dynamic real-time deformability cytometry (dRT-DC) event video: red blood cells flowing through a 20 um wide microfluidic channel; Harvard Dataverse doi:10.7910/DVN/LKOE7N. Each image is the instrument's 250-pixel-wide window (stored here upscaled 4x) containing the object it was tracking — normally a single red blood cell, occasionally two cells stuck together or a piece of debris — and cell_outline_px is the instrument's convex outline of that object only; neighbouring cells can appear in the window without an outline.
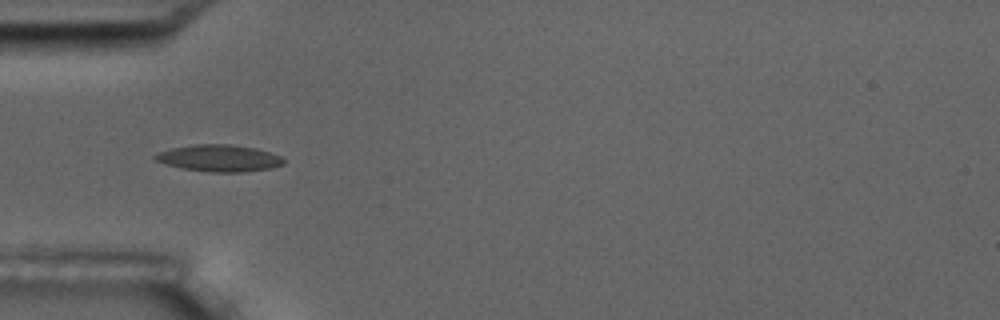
{"species": "common noctule bat (a hibernating species)", "species_latin": "Nyctalus noctula", "temperature_condition": "room temperature", "stored_images_in_passage": 8, "camera_frame_rate_fps": 3000, "um_per_image_px": 0.085, "animal": {"sex": "male", "body_mass_g": 17.5, "forearm_length_mm": 52.3}, "frame": {"image": 1, "passage_image": 4, "time_ms": 3.333, "image_size_px": [1000, 320], "cell_outline_px": [[284, 164], [272, 168], [240, 172], [212, 172], [180, 168], [156, 160], [152, 156], [160, 152], [172, 148], [196, 144], [232, 144], [256, 148], [280, 156], [284, 160]], "centroid_in_image_um": [18.65, 13.44], "position_along_channel_um": 66.4, "area_um2": 19.88}}
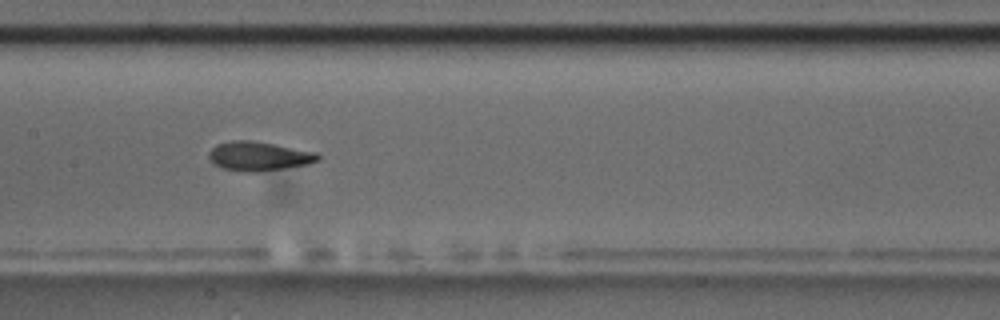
{"frame": {"image": 2, "passage_image": 7, "time_ms": 6.667, "image_size_px": [1000, 320], "cell_outline_px": [[320, 160], [308, 164], [256, 172], [244, 172], [224, 168], [216, 164], [208, 156], [208, 152], [216, 144], [232, 140], [248, 140], [272, 144], [316, 152], [320, 156]], "centroid_in_image_um": [21.99, 13.27], "position_along_channel_um": 185.4, "area_um2": 18.21}}
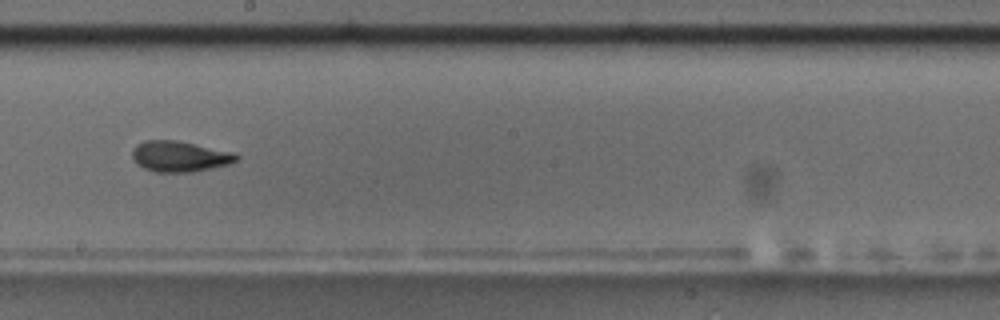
{"frame": {"image": 3, "passage_image": 8, "time_ms": 8.0, "image_size_px": [1000, 320], "cell_outline_px": [[240, 156], [236, 160], [228, 164], [192, 172], [156, 172], [144, 168], [132, 156], [132, 148], [136, 144], [144, 140], [176, 140], [232, 152]], "centroid_in_image_um": [15.24, 13.28], "position_along_channel_um": 233.0, "area_um2": 18.38}}